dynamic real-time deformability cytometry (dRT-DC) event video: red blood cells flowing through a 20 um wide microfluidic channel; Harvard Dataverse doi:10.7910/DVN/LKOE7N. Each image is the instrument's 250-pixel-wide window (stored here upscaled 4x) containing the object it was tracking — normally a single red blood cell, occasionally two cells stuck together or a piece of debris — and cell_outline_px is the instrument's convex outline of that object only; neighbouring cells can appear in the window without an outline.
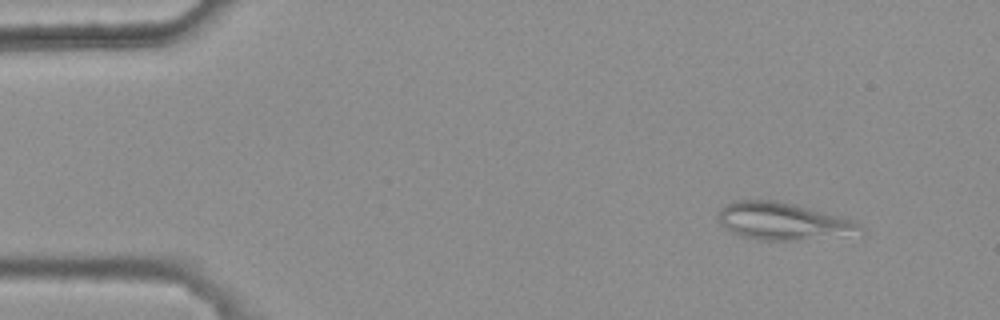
{"species": "common noctule bat (a hibernating species)", "species_latin": "Nyctalus noctula", "temperature_condition": "warm", "stored_images_in_passage": 4, "camera_frame_rate_fps": 3000, "um_per_image_px": 0.085, "animal": {"sex": "female", "body_mass_g": 25.1}, "frame": {"image": 1, "passage_image": 2, "time_ms": 0.333, "image_size_px": [1000, 320], "cell_outline_px": [[864, 236], [788, 240], [760, 240], [740, 236], [732, 232], [720, 224], [720, 208], [732, 200], [776, 200], [796, 204], [852, 220], [864, 228]], "centroid_in_image_um": [66.64, 18.82], "position_along_channel_um": 18.4, "area_um2": 31.27}}